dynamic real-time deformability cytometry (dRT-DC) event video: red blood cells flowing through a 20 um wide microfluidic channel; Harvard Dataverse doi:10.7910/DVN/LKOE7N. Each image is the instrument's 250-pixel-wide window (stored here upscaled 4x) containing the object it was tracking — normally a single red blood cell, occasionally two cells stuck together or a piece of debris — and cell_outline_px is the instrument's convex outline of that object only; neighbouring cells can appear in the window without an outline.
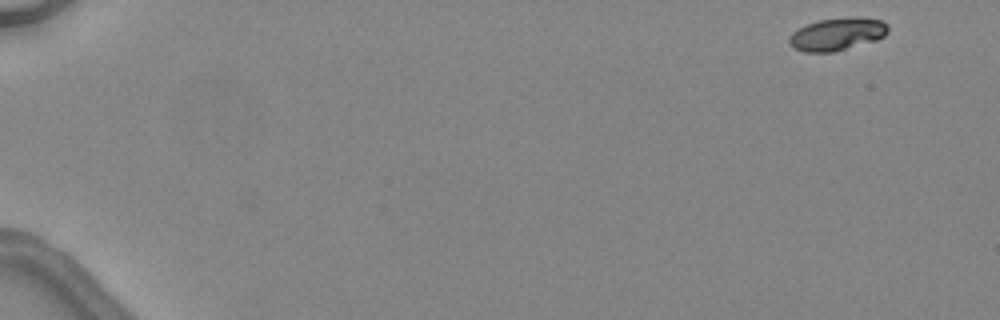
{"species": "common noctule bat (a hibernating species)", "species_latin": "Nyctalus noctula", "temperature_condition": "warm", "stored_images_in_passage": 5, "camera_frame_rate_fps": 3000, "um_per_image_px": 0.085, "animal": {"sex": "female", "body_mass_g": 24.6, "forearm_length_mm": 56.2}, "frame": {"image": 1, "passage_image": 1, "time_ms": 0.0, "image_size_px": [1000, 320], "cell_outline_px": [[888, 32], [884, 36], [876, 40], [832, 52], [804, 52], [792, 48], [788, 44], [788, 40], [792, 32], [808, 24], [820, 20], [852, 16], [860, 16], [880, 20], [888, 24]], "centroid_in_image_um": [71.16, 2.89], "position_along_channel_um": 13.8, "area_um2": 18.84}}
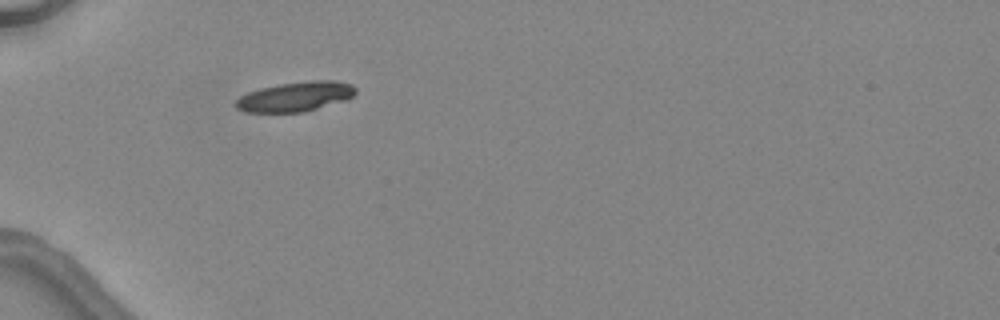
{"frame": {"image": 2, "passage_image": 5, "time_ms": 4.667, "image_size_px": [1000, 320], "cell_outline_px": [[356, 92], [348, 100], [304, 112], [244, 112], [236, 108], [232, 104], [240, 96], [248, 92], [260, 88], [280, 84], [312, 80], [336, 80], [352, 84], [356, 88]], "centroid_in_image_um": [25.12, 8.21], "position_along_channel_um": 59.9, "area_um2": 20.98}}